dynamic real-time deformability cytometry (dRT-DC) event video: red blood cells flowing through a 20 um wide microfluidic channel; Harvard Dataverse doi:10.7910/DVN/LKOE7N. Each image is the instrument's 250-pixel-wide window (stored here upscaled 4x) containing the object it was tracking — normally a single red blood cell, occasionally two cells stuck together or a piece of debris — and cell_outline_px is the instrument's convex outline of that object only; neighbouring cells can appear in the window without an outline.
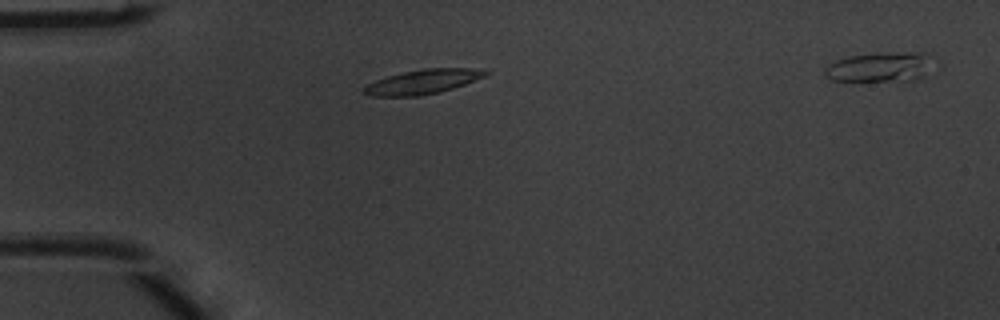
{"species": "common noctule bat (a hibernating species)", "species_latin": "Nyctalus noctula", "temperature_condition": "warm", "stored_images_in_passage": 3, "segment_of_instrument_passage": [1, 2], "camera_frame_rate_fps": 3000, "um_per_image_px": 0.085, "animal": {"sex": "male", "body_mass_g": 20.1, "forearm_length_mm": 53.5}, "frame": {"image": 1, "passage_image": 2, "time_ms": 0.333, "image_size_px": [1000, 320], "cell_outline_px": [[492, 72], [484, 76], [464, 84], [440, 92], [416, 96], [368, 96], [360, 92], [360, 88], [376, 80], [388, 76], [404, 72], [428, 68], [472, 68]], "centroid_in_image_um": [35.87, 6.96], "position_along_channel_um": 49.1, "area_um2": 17.22}}